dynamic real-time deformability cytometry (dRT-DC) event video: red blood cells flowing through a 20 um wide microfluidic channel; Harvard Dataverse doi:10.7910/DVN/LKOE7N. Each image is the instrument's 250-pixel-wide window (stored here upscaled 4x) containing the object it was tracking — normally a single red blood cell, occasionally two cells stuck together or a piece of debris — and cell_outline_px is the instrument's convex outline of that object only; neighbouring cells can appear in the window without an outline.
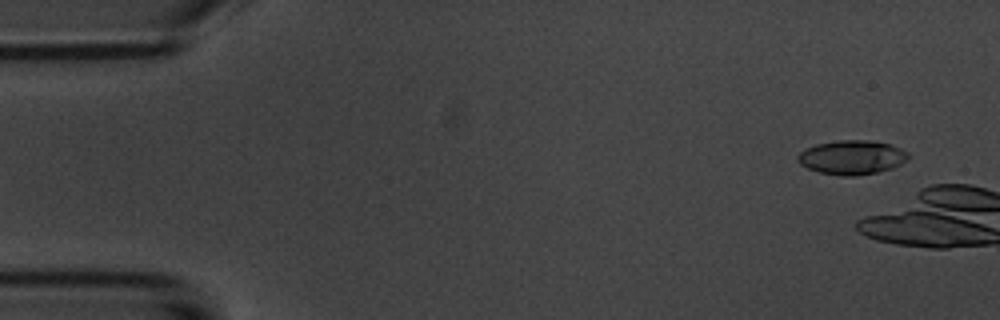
{"species": "common noctule bat (a hibernating species)", "species_latin": "Nyctalus noctula", "temperature_condition": "room temperature", "stored_images_in_passage": 2, "camera_frame_rate_fps": 3000, "um_per_image_px": 0.085, "animal": {"sex": "male", "body_mass_g": 20.1, "forearm_length_mm": 53.5}, "frame": {"image": 1, "passage_image": 1, "time_ms": 0.0, "image_size_px": [1000, 320], "cell_outline_px": [[908, 156], [900, 164], [892, 168], [876, 172], [856, 176], [840, 176], [820, 172], [808, 168], [800, 164], [796, 160], [796, 156], [804, 148], [816, 144], [836, 140], [868, 140], [888, 144], [900, 148], [908, 152]], "centroid_in_image_um": [72.35, 13.37], "position_along_channel_um": 12.7, "area_um2": 21.96}}